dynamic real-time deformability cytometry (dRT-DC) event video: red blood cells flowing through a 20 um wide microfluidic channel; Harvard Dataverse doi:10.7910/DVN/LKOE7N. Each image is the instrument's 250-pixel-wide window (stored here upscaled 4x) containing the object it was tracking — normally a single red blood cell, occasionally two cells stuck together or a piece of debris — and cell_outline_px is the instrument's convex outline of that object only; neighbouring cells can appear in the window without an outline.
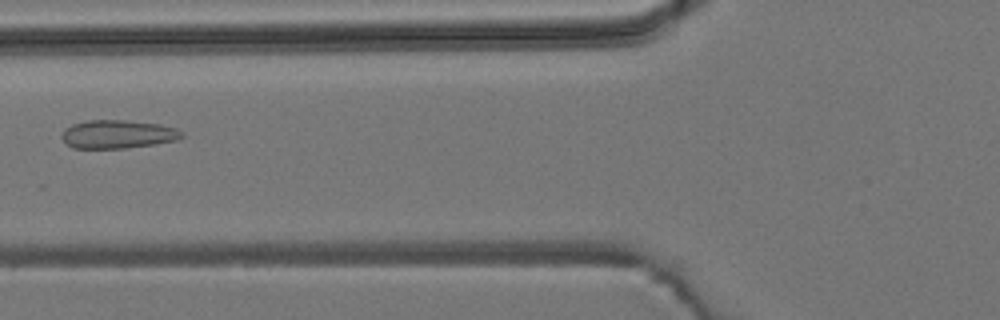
{"species": "common noctule bat (a hibernating species)", "species_latin": "Nyctalus noctula", "temperature_condition": "room temperature", "stored_images_in_passage": 4, "camera_frame_rate_fps": 3000, "um_per_image_px": 0.085, "animal": {"sex": "male", "body_mass_g": 19.2, "forearm_length_mm": 51.8}, "frame": {"image": 1, "passage_image": 4, "time_ms": 4.333, "image_size_px": [1000, 320], "cell_outline_px": [[184, 136], [176, 140], [152, 144], [124, 148], [72, 148], [60, 136], [64, 128], [72, 124], [88, 120], [124, 120], [160, 124], [176, 128], [184, 132]], "centroid_in_image_um": [10.0, 11.4], "position_along_channel_um": 115.8, "area_um2": 19.83}}